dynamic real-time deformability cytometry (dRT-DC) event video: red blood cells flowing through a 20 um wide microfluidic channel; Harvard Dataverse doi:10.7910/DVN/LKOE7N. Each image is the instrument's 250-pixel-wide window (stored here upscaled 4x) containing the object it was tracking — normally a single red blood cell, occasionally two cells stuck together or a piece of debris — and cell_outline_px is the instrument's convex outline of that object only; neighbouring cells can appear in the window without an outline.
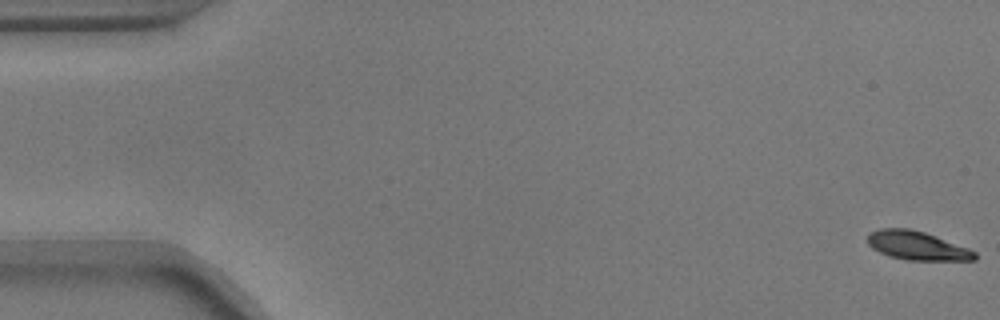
{"species": "common noctule bat (a hibernating species)", "species_latin": "Nyctalus noctula", "temperature_condition": "warm", "stored_images_in_passage": 55, "camera_frame_rate_fps": 3000, "um_per_image_px": 0.085, "animal": {"sex": "male", "body_mass_g": 17.9}, "frame": {"image": 1, "passage_image": 1, "time_ms": 0.0, "image_size_px": [1000, 320], "cell_outline_px": [[976, 260], [908, 260], [892, 256], [880, 252], [872, 248], [868, 244], [868, 236], [872, 232], [880, 228], [908, 228], [924, 232], [936, 236], [968, 248], [976, 252]], "centroid_in_image_um": [77.96, 20.87], "position_along_channel_um": 7.0, "area_um2": 17.69}}
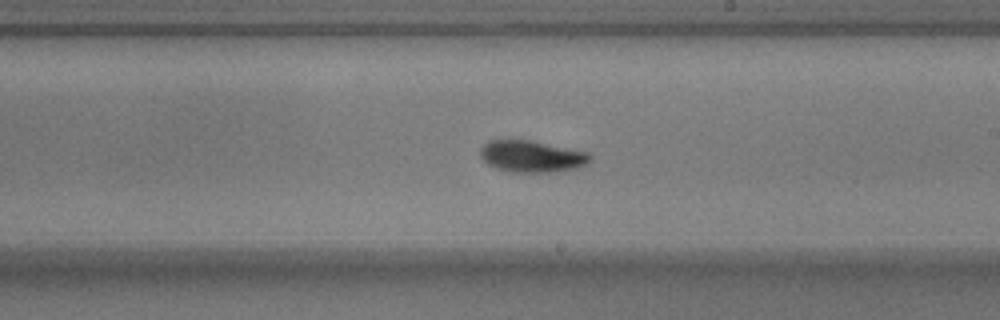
{"frame": {"image": 2, "passage_image": 32, "time_ms": 10.333, "image_size_px": [1000, 320], "cell_outline_px": [[592, 156], [584, 164], [576, 168], [548, 172], [512, 172], [496, 168], [488, 164], [480, 156], [480, 148], [488, 140], [528, 140], [588, 152]], "centroid_in_image_um": [45.15, 13.29], "position_along_channel_um": 243.9, "area_um2": 19.94}}
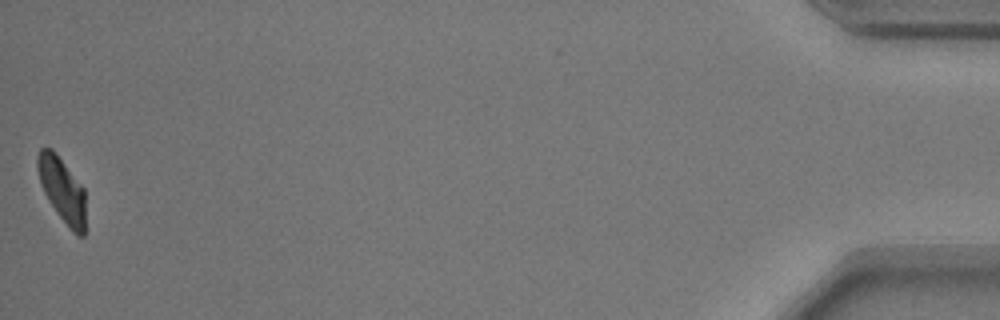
{"frame": {"image": 3, "passage_image": 55, "time_ms": 18.0, "image_size_px": [1000, 320], "cell_outline_px": [[84, 236], [76, 236], [72, 232], [48, 200], [44, 192], [40, 180], [36, 164], [36, 156], [40, 148], [52, 148], [56, 152], [84, 188]], "centroid_in_image_um": [5.27, 16.1], "position_along_channel_um": 429.9, "area_um2": 17.92}, "authors_computed_cell_mechanics": {"area_um2": 19.1896, "velocity_mm_per_s": 3.6855, "shape_relaxation_time_tau1_ms": 2.5377, "shape_relaxation_time_tau2_ms": null, "deformation_change_tau1": 0.1459, "deformation_change_tau2": null}}